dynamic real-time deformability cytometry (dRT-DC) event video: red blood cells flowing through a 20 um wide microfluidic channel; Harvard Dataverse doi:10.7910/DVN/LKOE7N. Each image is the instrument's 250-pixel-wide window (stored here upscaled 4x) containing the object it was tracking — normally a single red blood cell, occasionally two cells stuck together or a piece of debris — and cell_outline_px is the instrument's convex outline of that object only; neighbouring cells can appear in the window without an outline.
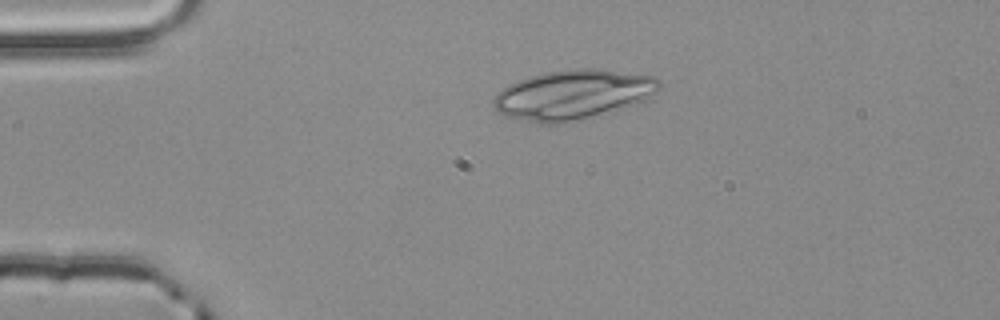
{"species": "common noctule bat (a hibernating species)", "species_latin": "Nyctalus noctula", "temperature_condition": "room temperature", "stored_images_in_passage": 43, "camera_frame_rate_fps": 3000, "um_per_image_px": 0.085, "animal": {"sex": "male", "body_mass_g": 20.4}, "frame": {"image": 1, "passage_image": 1, "time_ms": 0.0, "image_size_px": [1000, 320], "cell_outline_px": [[660, 88], [656, 92], [632, 104], [612, 112], [560, 124], [540, 124], [508, 116], [500, 112], [492, 104], [492, 100], [508, 84], [516, 80], [544, 72], [568, 68], [596, 68], [656, 76], [660, 80]], "centroid_in_image_um": [48.7, 8.03], "position_along_channel_um": 36.3, "area_um2": 47.92}}
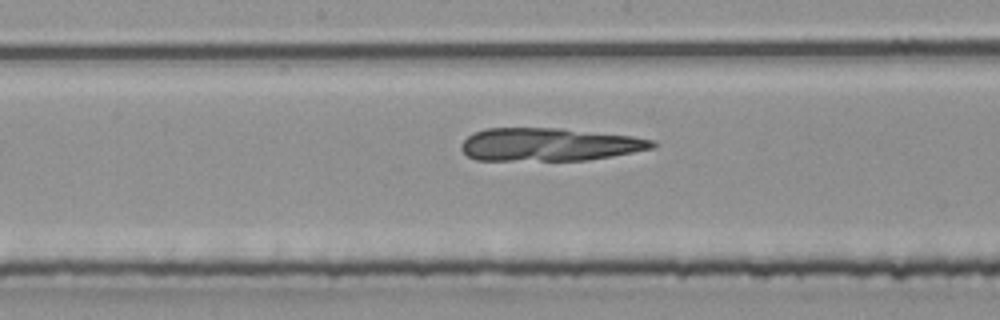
{"frame": {"image": 2, "passage_image": 17, "time_ms": 5.333, "image_size_px": [1000, 320], "cell_outline_px": [[656, 148], [612, 156], [588, 160], [476, 160], [468, 156], [460, 148], [460, 144], [472, 132], [484, 128], [560, 128], [632, 136], [656, 140]], "centroid_in_image_um": [46.69, 12.28], "position_along_channel_um": 201.5, "area_um2": 36.99}}
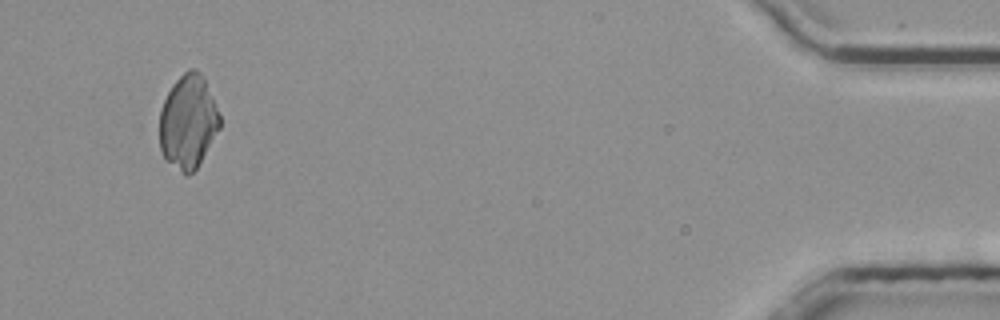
{"frame": {"image": 3, "passage_image": 40, "time_ms": 13.0, "image_size_px": [1000, 320], "cell_outline_px": [[220, 128], [196, 168], [188, 176], [184, 176], [164, 160], [160, 148], [160, 108], [172, 84], [188, 68], [196, 68], [200, 72], [204, 80], [220, 116]], "centroid_in_image_um": [15.96, 10.38], "position_along_channel_um": 419.2, "area_um2": 32.83}}